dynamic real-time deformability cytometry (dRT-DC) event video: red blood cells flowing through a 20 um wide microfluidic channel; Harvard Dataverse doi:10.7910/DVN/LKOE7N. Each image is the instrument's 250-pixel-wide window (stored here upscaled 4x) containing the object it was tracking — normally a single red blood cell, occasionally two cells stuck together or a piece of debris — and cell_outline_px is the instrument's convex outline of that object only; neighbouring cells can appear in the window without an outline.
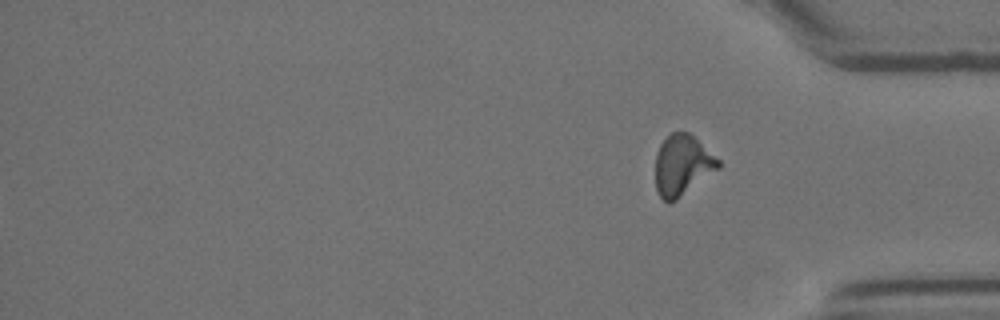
{"species": "Egyptian fruit bat (a non-hibernating species)", "species_latin": "Rousettus aegyptiacus", "temperature_condition": "room temperature", "stored_images_in_passage": 16, "segment_of_instrument_passage": [2, 2], "camera_frame_rate_fps": 3000, "um_per_image_px": 0.085, "animal": {"sex": "female"}, "frame": {"image": 1, "passage_image": 16, "time_ms": 19.0, "image_size_px": [1000, 320], "cell_outline_px": [[720, 168], [676, 200], [668, 204], [660, 196], [656, 188], [656, 152], [660, 144], [672, 132], [688, 132], [720, 160]], "centroid_in_image_um": [58.0, 14.06], "position_along_channel_um": 377.2, "area_um2": 22.02}}